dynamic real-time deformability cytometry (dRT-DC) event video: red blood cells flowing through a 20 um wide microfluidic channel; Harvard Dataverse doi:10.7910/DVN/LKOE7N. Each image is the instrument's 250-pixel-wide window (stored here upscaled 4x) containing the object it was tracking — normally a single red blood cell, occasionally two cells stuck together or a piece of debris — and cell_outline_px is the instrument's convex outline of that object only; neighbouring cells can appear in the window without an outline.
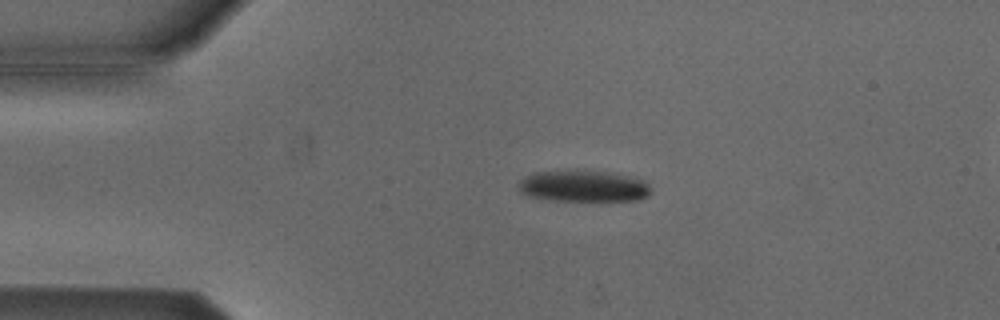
{"species": "Egyptian fruit bat (a non-hibernating species)", "species_latin": "Rousettus aegyptiacus", "temperature_condition": "cold", "stored_images_in_passage": 5, "camera_frame_rate_fps": 3000, "um_per_image_px": 0.085, "animal": {"sex": "male"}, "frame": {"image": 1, "passage_image": 4, "time_ms": 1.0, "image_size_px": [1000, 320], "cell_outline_px": [[652, 192], [648, 196], [640, 200], [552, 200], [528, 196], [520, 192], [520, 180], [524, 176], [532, 172], [572, 168], [584, 168], [608, 172], [644, 180], [648, 184]], "centroid_in_image_um": [49.56, 15.77], "position_along_channel_um": 35.4, "area_um2": 24.91}}